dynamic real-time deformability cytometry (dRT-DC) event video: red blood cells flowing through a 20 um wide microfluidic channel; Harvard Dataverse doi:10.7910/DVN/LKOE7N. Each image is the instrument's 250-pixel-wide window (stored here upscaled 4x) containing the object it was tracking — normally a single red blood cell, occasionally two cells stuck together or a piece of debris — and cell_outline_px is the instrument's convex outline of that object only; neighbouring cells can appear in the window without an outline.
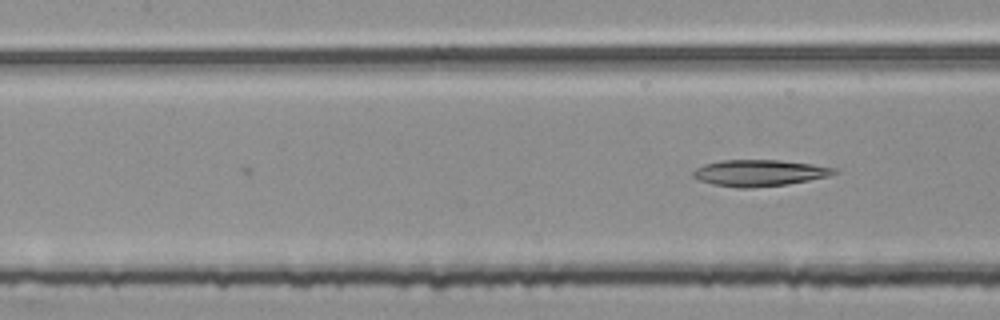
{"species": "common noctule bat (a hibernating species)", "species_latin": "Nyctalus noctula", "temperature_condition": "room temperature", "stored_images_in_passage": 7, "camera_frame_rate_fps": 3000, "um_per_image_px": 0.085, "animal": {"sex": "female", "body_mass_g": 25.1}, "frame": {"image": 1, "passage_image": 7, "time_ms": 2.0, "image_size_px": [1000, 320], "cell_outline_px": [[836, 172], [828, 176], [808, 180], [784, 184], [752, 188], [740, 188], [712, 184], [700, 180], [692, 176], [692, 172], [696, 168], [704, 164], [724, 160], [780, 160], [812, 164], [836, 168]], "centroid_in_image_um": [64.51, 14.69], "position_along_channel_um": 142.9, "area_um2": 21.44}}